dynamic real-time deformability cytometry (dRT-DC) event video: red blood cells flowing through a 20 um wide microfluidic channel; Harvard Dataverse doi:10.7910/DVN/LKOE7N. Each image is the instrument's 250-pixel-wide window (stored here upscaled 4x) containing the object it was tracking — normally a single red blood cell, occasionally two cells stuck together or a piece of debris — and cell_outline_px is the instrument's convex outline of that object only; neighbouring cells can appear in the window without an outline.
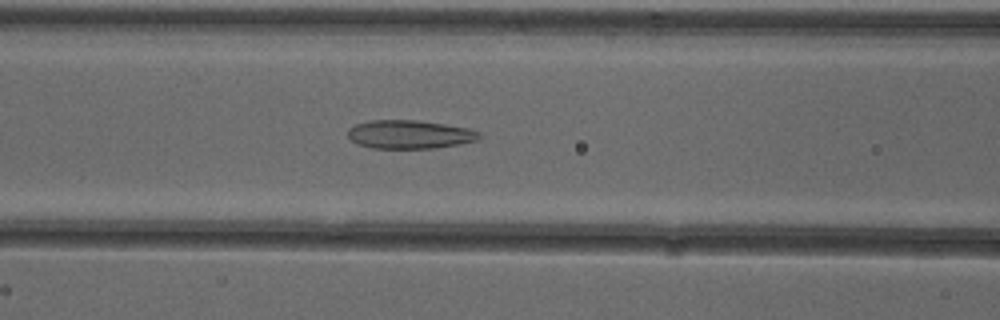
{"species": "common noctule bat (a hibernating species)", "species_latin": "Nyctalus noctula", "temperature_condition": "cold", "stored_images_in_passage": 47, "camera_frame_rate_fps": 3000, "um_per_image_px": 0.085, "animal": {"sex": "female"}, "frame": {"image": 1, "passage_image": 17, "time_ms": 5.333, "image_size_px": [1000, 320], "cell_outline_px": [[484, 136], [480, 140], [460, 144], [436, 148], [372, 148], [356, 144], [348, 136], [348, 128], [356, 124], [368, 120], [416, 120], [444, 124], [468, 128], [480, 132]], "centroid_in_image_um": [34.85, 11.43], "position_along_channel_um": 131.8, "area_um2": 22.08}}
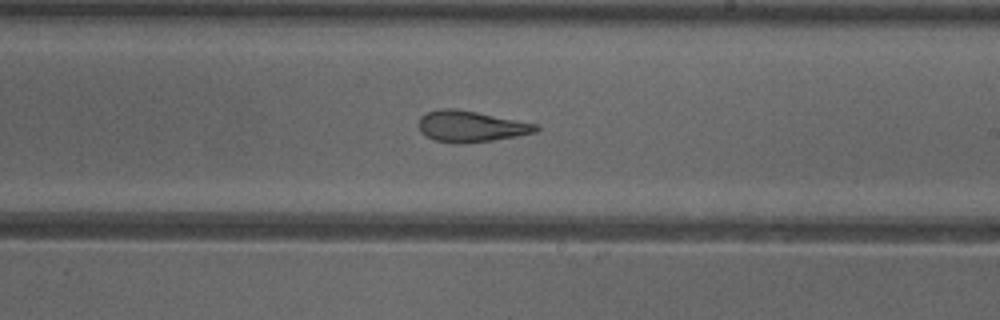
{"frame": {"image": 2, "passage_image": 26, "time_ms": 8.333, "image_size_px": [1000, 320], "cell_outline_px": [[540, 128], [536, 132], [516, 136], [492, 140], [456, 144], [452, 144], [436, 140], [420, 132], [420, 116], [428, 112], [440, 108], [452, 108], [476, 112], [536, 124]], "centroid_in_image_um": [40.0, 10.74], "position_along_channel_um": 249.0, "area_um2": 20.92}}
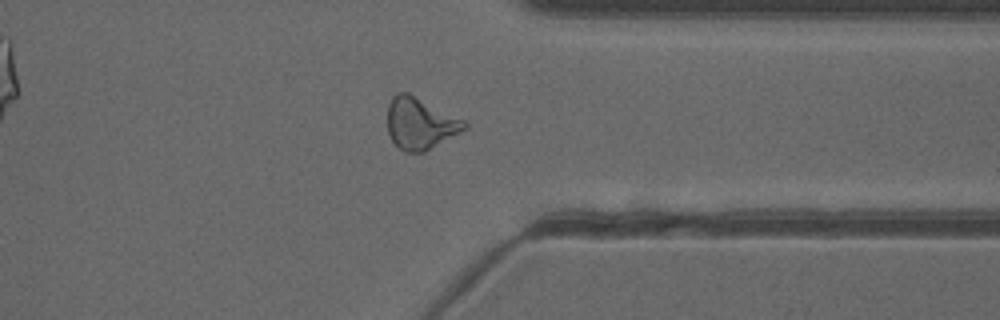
{"frame": {"image": 3, "passage_image": 36, "time_ms": 11.667, "image_size_px": [1000, 320], "cell_outline_px": [[468, 128], [424, 152], [404, 152], [392, 140], [388, 132], [388, 104], [392, 96], [396, 92], [408, 92], [468, 120]], "centroid_in_image_um": [35.76, 10.46], "position_along_channel_um": 375.6, "area_um2": 23.52}, "authors_computed_cell_mechanics": {"area_um2": 23.12, "velocity_mm_per_s": 3.9034, "shape_relaxation_time_tau1_ms": null, "shape_relaxation_time_tau2_ms": 2.3238, "deformation_change_tau1": null, "deformation_change_tau2": 0.1123}}